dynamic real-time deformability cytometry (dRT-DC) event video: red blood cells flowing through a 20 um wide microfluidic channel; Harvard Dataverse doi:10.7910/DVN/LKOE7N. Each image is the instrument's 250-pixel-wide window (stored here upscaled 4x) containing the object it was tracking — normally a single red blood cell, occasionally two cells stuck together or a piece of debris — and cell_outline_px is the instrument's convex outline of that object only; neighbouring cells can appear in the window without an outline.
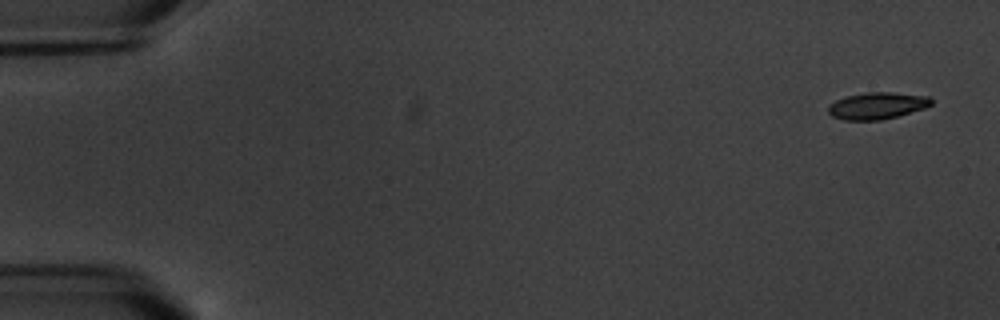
{"species": "common noctule bat (a hibernating species)", "species_latin": "Nyctalus noctula", "temperature_condition": "warm", "stored_images_in_passage": 6, "camera_frame_rate_fps": 3000, "um_per_image_px": 0.085, "animal": {"sex": "male", "body_mass_g": 20.1, "forearm_length_mm": 53.5}, "frame": {"image": 1, "passage_image": 1, "time_ms": 0.0, "image_size_px": [1000, 320], "cell_outline_px": [[932, 104], [924, 108], [896, 116], [880, 120], [844, 120], [832, 116], [828, 112], [828, 104], [844, 96], [868, 92], [892, 92], [928, 96], [932, 100]], "centroid_in_image_um": [74.52, 8.98], "position_along_channel_um": 10.5, "area_um2": 16.07}}
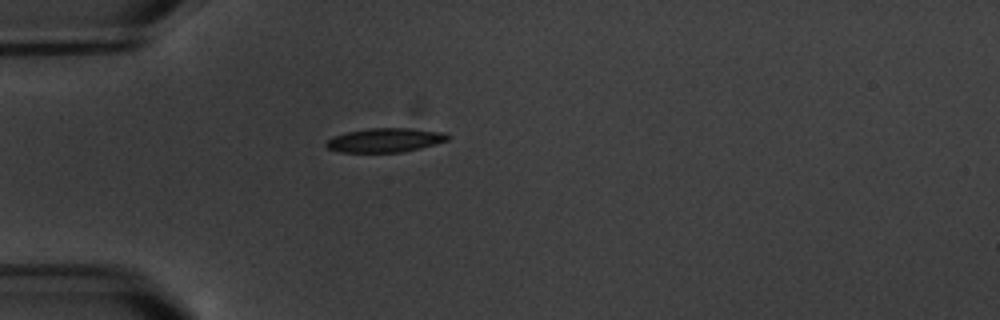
{"frame": {"image": 2, "passage_image": 5, "time_ms": 5.0, "image_size_px": [1000, 320], "cell_outline_px": [[452, 136], [448, 140], [436, 144], [404, 152], [340, 152], [328, 148], [324, 144], [332, 136], [348, 132], [368, 128], [408, 128], [444, 132]], "centroid_in_image_um": [32.76, 11.91], "position_along_channel_um": 52.2, "area_um2": 17.11}}